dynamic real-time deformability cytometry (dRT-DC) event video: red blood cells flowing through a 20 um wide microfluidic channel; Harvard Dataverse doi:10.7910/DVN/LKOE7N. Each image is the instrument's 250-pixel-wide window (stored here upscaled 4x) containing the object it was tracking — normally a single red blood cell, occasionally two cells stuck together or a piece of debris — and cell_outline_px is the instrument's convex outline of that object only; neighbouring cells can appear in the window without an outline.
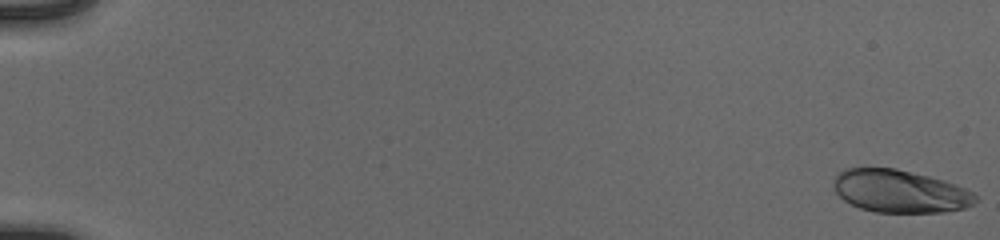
{"species": "human", "species_latin": "Homo sapiens", "temperature_condition": "cold", "stored_images_in_passage": 54, "camera_frame_rate_fps": 3000, "um_per_image_px": 0.085, "donor": {"sex": "male"}, "frame": {"image": 1, "passage_image": 1, "time_ms": 0.0, "image_size_px": [1000, 240], "cell_outline_px": [[976, 200], [972, 204], [964, 208], [944, 212], [876, 212], [860, 208], [844, 200], [836, 192], [832, 184], [836, 176], [844, 168], [896, 168], [944, 180], [964, 188], [972, 192], [976, 196]], "centroid_in_image_um": [76.47, 16.25], "position_along_channel_um": 8.5, "area_um2": 35.08}}
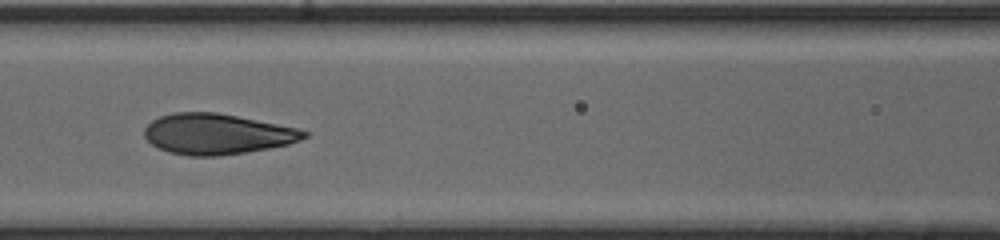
{"frame": {"image": 2, "passage_image": 27, "time_ms": 8.667, "image_size_px": [1000, 240], "cell_outline_px": [[308, 136], [300, 140], [288, 144], [268, 148], [220, 156], [192, 156], [168, 152], [152, 144], [144, 136], [144, 128], [152, 120], [160, 116], [172, 112], [216, 112], [300, 128], [308, 132]], "centroid_in_image_um": [18.45, 11.38], "position_along_channel_um": 148.2, "area_um2": 37.74}}
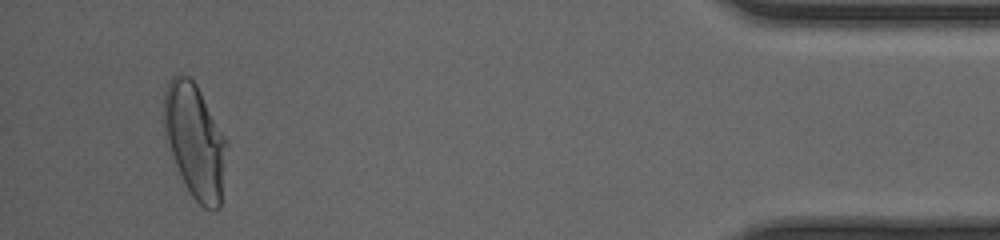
{"frame": {"image": 3, "passage_image": 52, "time_ms": 17.0, "image_size_px": [1000, 240], "cell_outline_px": [[228, 144], [220, 208], [216, 212], [212, 212], [204, 208], [192, 196], [164, 140], [164, 92], [168, 80], [176, 72], [180, 72], [188, 76], [196, 84], [228, 140]], "centroid_in_image_um": [16.58, 11.96], "position_along_channel_um": 418.6, "area_um2": 42.25}, "authors_computed_cell_mechanics": {"area_um2": 37.57, "velocity_mm_per_s": 3.9535, "shape_relaxation_time_tau1_ms": 4.1044, "shape_relaxation_time_tau2_ms": null, "deformation_change_tau1": 0.2032, "deformation_change_tau2": null}}